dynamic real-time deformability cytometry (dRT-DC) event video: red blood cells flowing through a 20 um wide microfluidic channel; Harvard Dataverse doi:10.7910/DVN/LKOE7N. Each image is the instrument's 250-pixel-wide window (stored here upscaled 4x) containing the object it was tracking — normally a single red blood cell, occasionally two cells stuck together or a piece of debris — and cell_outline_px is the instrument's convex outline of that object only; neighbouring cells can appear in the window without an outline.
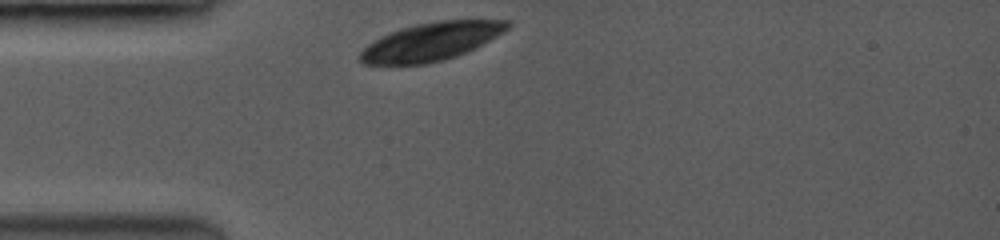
{"species": "common noctule bat (a hibernating species)", "species_latin": "Nyctalus noctula", "temperature_condition": "room temperature", "stored_images_in_passage": 3, "camera_frame_rate_fps": 3500, "um_per_image_px": 0.085, "animal": {"sex": "female", "body_mass_g": 19.0, "forearm_length_mm": 53.3}, "frame": {"image": 1, "passage_image": 1, "time_ms": 0.0, "image_size_px": [1000, 240], "cell_outline_px": [[512, 24], [504, 32], [464, 52], [440, 60], [424, 64], [364, 64], [360, 60], [360, 52], [372, 40], [380, 36], [400, 28], [416, 24], [440, 20], [512, 20]], "centroid_in_image_um": [36.62, 3.51], "position_along_channel_um": 48.4, "area_um2": 32.14}}
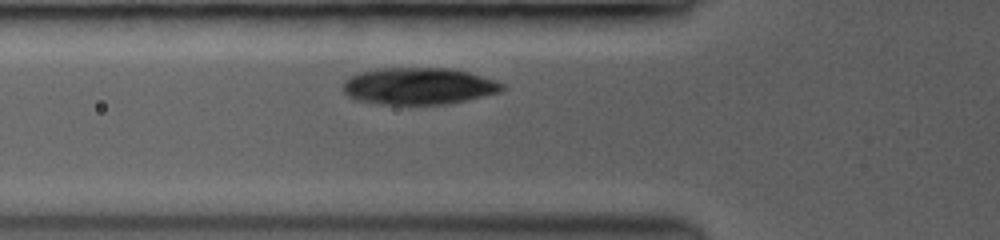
{"frame": {"image": 2, "passage_image": 3, "time_ms": 1.429, "image_size_px": [1000, 240], "cell_outline_px": [[504, 88], [496, 92], [464, 100], [444, 104], [384, 104], [360, 100], [348, 96], [344, 92], [344, 80], [360, 72], [376, 68], [448, 68], [468, 72], [496, 80], [504, 84]], "centroid_in_image_um": [35.56, 7.3], "position_along_channel_um": 90.2, "area_um2": 33.64}}